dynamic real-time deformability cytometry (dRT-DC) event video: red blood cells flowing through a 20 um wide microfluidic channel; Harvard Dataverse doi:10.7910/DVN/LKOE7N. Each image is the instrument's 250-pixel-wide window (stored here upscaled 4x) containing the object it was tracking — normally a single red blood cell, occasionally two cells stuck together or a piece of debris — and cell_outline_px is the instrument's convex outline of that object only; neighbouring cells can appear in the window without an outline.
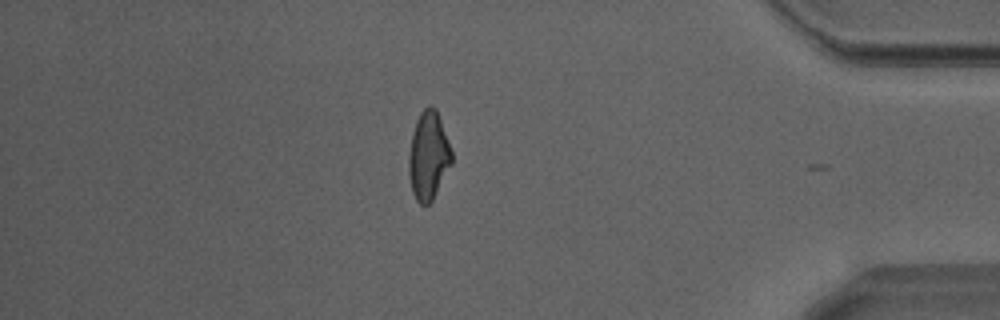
{"species": "Egyptian fruit bat (a non-hibernating species)", "species_latin": "Rousettus aegyptiacus", "temperature_condition": "warm", "stored_images_in_passage": 37, "camera_frame_rate_fps": 3000, "um_per_image_px": 0.085, "animal": {"sex": "male"}, "frame": {"image": 1, "passage_image": 36, "time_ms": 11.667, "image_size_px": [1000, 320], "cell_outline_px": [[452, 164], [432, 200], [428, 204], [420, 204], [416, 200], [412, 192], [408, 172], [408, 156], [412, 132], [416, 120], [420, 112], [428, 104], [436, 108], [452, 152]], "centroid_in_image_um": [36.4, 13.23], "position_along_channel_um": 398.8, "area_um2": 22.14}, "authors_computed_cell_mechanics": {"area_um2": 22.4842, "velocity_mm_per_s": 4.2418, "shape_relaxation_time_tau1_ms": 5.5408, "shape_relaxation_time_tau2_ms": 1.5095, "deformation_change_tau1": 0.181, "deformation_change_tau2": 0.0957}}